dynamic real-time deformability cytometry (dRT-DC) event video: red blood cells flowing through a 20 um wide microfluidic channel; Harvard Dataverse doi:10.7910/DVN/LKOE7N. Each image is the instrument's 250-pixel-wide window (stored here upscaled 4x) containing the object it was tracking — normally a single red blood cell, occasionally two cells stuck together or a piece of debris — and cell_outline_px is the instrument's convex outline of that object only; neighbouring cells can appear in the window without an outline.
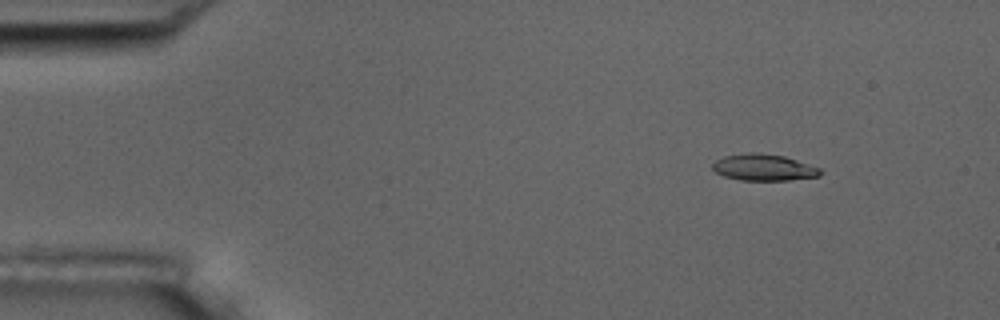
{"species": "common noctule bat (a hibernating species)", "species_latin": "Nyctalus noctula", "temperature_condition": "room temperature", "stored_images_in_passage": 6, "camera_frame_rate_fps": 3000, "um_per_image_px": 0.085, "animal": {"sex": "male", "body_mass_g": 17.5, "forearm_length_mm": 52.3}, "frame": {"image": 1, "passage_image": 3, "time_ms": 2.0, "image_size_px": [1000, 320], "cell_outline_px": [[824, 172], [820, 176], [788, 180], [740, 180], [724, 176], [716, 172], [712, 168], [712, 164], [716, 160], [724, 156], [748, 152], [756, 152], [784, 156], [820, 168]], "centroid_in_image_um": [64.92, 14.23], "position_along_channel_um": 20.1, "area_um2": 16.65}}
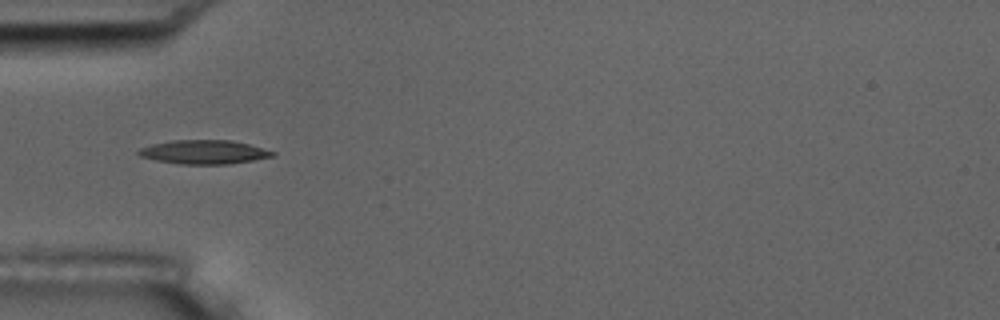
{"frame": {"image": 2, "passage_image": 6, "time_ms": 5.667, "image_size_px": [1000, 320], "cell_outline_px": [[276, 156], [228, 164], [180, 164], [156, 160], [140, 156], [136, 152], [140, 148], [152, 144], [172, 140], [232, 140], [248, 144], [276, 152]], "centroid_in_image_um": [17.34, 12.92], "position_along_channel_um": 67.7, "area_um2": 18.61}}